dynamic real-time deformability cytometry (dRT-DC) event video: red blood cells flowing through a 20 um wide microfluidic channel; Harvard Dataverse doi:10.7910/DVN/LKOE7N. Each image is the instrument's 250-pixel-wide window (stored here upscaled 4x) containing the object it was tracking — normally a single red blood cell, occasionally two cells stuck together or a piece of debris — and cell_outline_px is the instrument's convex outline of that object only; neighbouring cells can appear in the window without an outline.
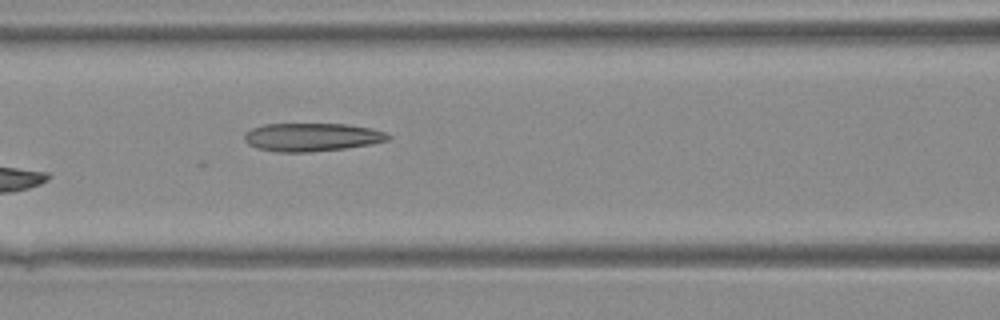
{"species": "Egyptian fruit bat (a non-hibernating species)", "species_latin": "Rousettus aegyptiacus", "temperature_condition": "warm", "stored_images_in_passage": 5, "camera_frame_rate_fps": 3000, "um_per_image_px": 0.085, "animal": {"sex": "female"}, "frame": {"image": 1, "passage_image": 5, "time_ms": 1.333, "image_size_px": [1000, 320], "cell_outline_px": [[392, 136], [388, 140], [368, 144], [344, 148], [308, 152], [280, 152], [256, 148], [248, 144], [244, 140], [244, 132], [252, 128], [264, 124], [348, 124], [372, 128], [384, 132]], "centroid_in_image_um": [26.47, 11.65], "position_along_channel_um": 140.1, "area_um2": 23.58}}